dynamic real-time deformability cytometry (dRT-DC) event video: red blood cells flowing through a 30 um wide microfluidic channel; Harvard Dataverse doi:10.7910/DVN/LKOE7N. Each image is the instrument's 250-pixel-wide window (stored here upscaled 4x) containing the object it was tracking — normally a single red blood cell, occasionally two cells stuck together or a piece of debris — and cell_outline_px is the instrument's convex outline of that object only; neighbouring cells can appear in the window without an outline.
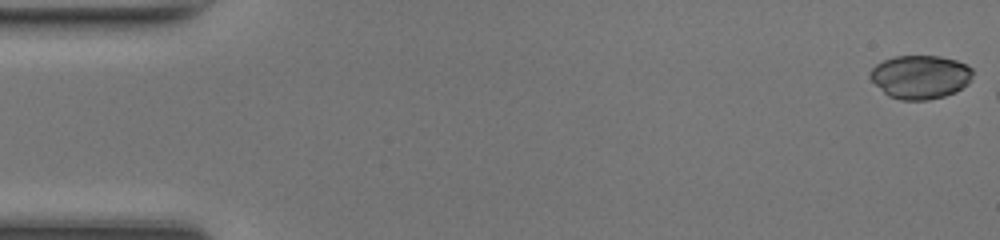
{"species": "common noctule bat (a hibernating species)", "species_latin": "Nyctalus noctula", "temperature_condition": "room temperature", "stored_images_in_passage": 6, "camera_frame_rate_fps": 3000, "um_per_image_px": 0.085, "animal": {"sex": "female", "body_mass_g": 17.0, "forearm_length_mm": 48.0}, "frame": {"image": 1, "passage_image": 1, "time_ms": 0.0, "image_size_px": [1000, 240], "cell_outline_px": [[972, 76], [968, 84], [956, 92], [944, 96], [928, 100], [900, 100], [888, 96], [868, 76], [868, 72], [876, 64], [884, 60], [896, 56], [940, 56], [956, 60], [972, 68]], "centroid_in_image_um": [78.22, 6.54], "position_along_channel_um": 6.8, "area_um2": 26.13}}